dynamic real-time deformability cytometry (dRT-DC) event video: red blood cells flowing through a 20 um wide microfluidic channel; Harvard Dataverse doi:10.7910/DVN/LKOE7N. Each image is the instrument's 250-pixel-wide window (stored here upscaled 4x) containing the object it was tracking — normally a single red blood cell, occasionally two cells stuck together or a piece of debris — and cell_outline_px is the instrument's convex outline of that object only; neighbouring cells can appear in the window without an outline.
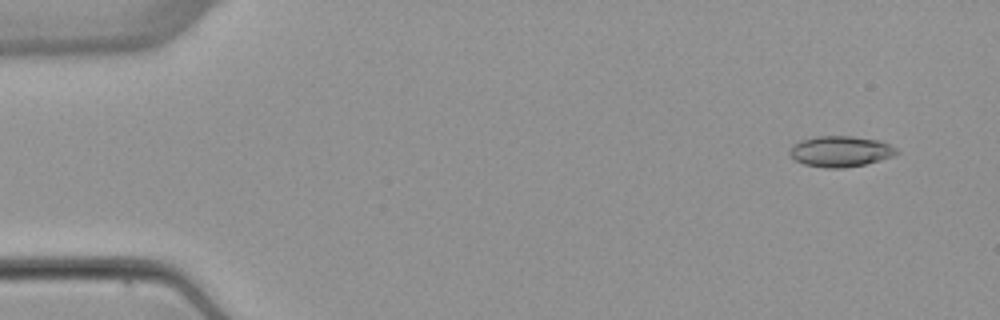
{"species": "common noctule bat (a hibernating species)", "species_latin": "Nyctalus noctula", "temperature_condition": "warm", "stored_images_in_passage": 4, "camera_frame_rate_fps": 3000, "um_per_image_px": 0.085, "animal": {"sex": "female", "body_mass_g": 22.7, "forearm_length_mm": 54.2}, "frame": {"image": 1, "passage_image": 1, "time_ms": 0.0, "image_size_px": [1000, 320], "cell_outline_px": [[900, 152], [892, 156], [880, 160], [864, 164], [844, 168], [824, 168], [804, 164], [796, 160], [788, 152], [800, 140], [816, 136], [852, 136], [880, 140], [896, 148]], "centroid_in_image_um": [71.46, 12.86], "position_along_channel_um": 13.5, "area_um2": 19.07}}
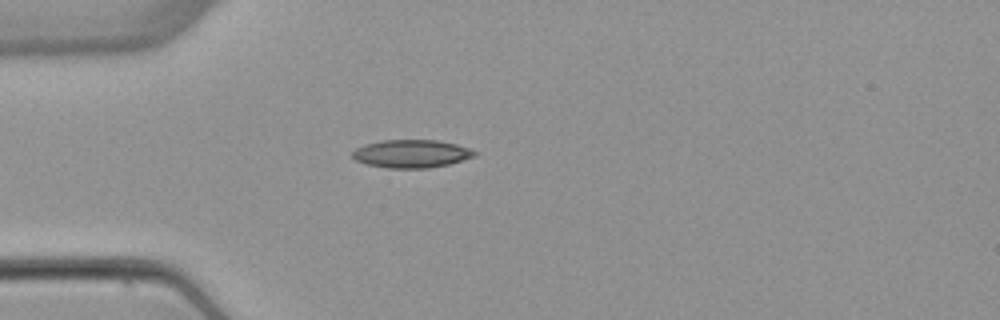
{"frame": {"image": 2, "passage_image": 4, "time_ms": 3.667, "image_size_px": [1000, 320], "cell_outline_px": [[476, 156], [448, 164], [428, 168], [388, 168], [368, 164], [356, 160], [352, 156], [352, 152], [356, 148], [364, 144], [380, 140], [436, 140], [456, 144], [468, 148], [476, 152]], "centroid_in_image_um": [34.95, 13.06], "position_along_channel_um": 50.0, "area_um2": 19.83}}